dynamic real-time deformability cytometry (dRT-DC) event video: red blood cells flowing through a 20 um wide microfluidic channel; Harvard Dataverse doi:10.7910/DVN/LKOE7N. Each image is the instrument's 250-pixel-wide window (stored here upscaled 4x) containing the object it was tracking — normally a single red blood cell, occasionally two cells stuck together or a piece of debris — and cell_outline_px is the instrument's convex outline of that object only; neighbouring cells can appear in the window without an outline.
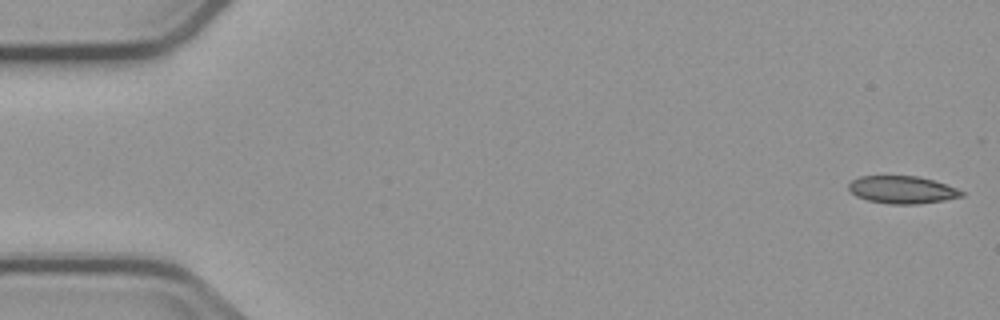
{"species": "common noctule bat (a hibernating species)", "species_latin": "Nyctalus noctula", "temperature_condition": "cold", "stored_images_in_passage": 6, "camera_frame_rate_fps": 3000, "um_per_image_px": 0.085, "animal": {"sex": "male", "body_mass_g": 23.1, "forearm_length_mm": 52.7}, "frame": {"image": 1, "passage_image": 1, "time_ms": 0.0, "image_size_px": [1000, 320], "cell_outline_px": [[964, 196], [944, 200], [916, 204], [892, 204], [868, 200], [856, 196], [848, 188], [848, 184], [852, 180], [860, 176], [920, 176], [956, 188], [964, 192]], "centroid_in_image_um": [76.68, 16.12], "position_along_channel_um": 8.3, "area_um2": 17.98}}
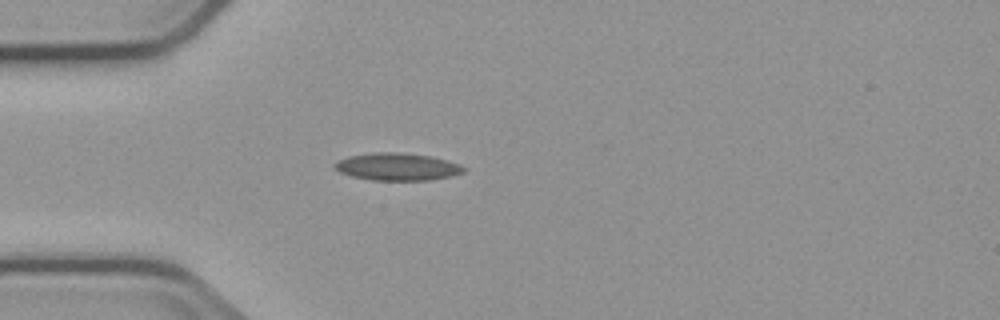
{"frame": {"image": 2, "passage_image": 5, "time_ms": 4.667, "image_size_px": [1000, 320], "cell_outline_px": [[468, 168], [464, 172], [452, 176], [428, 180], [372, 180], [352, 176], [340, 172], [332, 168], [332, 164], [348, 156], [372, 152], [400, 152], [428, 156], [448, 160], [460, 164]], "centroid_in_image_um": [33.77, 14.17], "position_along_channel_um": 51.2, "area_um2": 20.75}}